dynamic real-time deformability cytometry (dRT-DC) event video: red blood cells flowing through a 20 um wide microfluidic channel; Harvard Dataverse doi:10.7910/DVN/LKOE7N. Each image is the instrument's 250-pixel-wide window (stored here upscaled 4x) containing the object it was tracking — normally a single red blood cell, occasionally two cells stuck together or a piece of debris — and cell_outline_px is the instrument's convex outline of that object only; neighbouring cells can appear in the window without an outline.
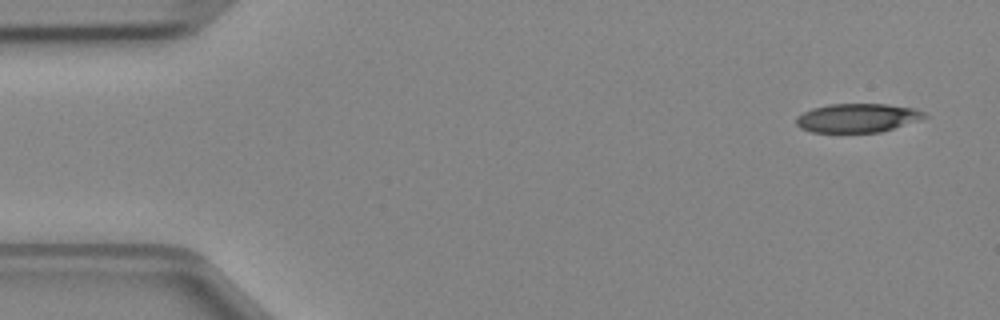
{"species": "Egyptian fruit bat (a non-hibernating species)", "species_latin": "Rousettus aegyptiacus", "temperature_condition": "cold", "stored_images_in_passage": 3, "camera_frame_rate_fps": 3000, "um_per_image_px": 0.085, "animal": {"sex": "female"}, "frame": {"image": 1, "passage_image": 1, "time_ms": 0.0, "image_size_px": [1000, 320], "cell_outline_px": [[928, 116], [880, 132], [812, 132], [800, 128], [796, 124], [796, 116], [812, 108], [828, 104], [888, 104], [916, 108], [924, 112]], "centroid_in_image_um": [72.84, 10.01], "position_along_channel_um": 12.2, "area_um2": 21.39}}
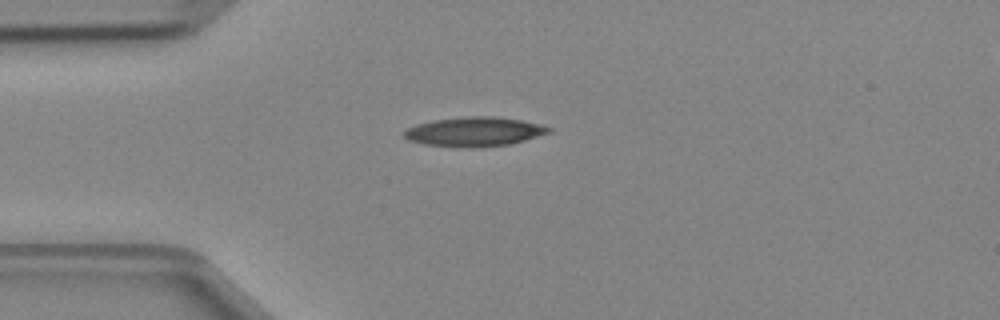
{"frame": {"image": 2, "passage_image": 3, "time_ms": 0.667, "image_size_px": [1000, 320], "cell_outline_px": [[552, 132], [524, 140], [508, 144], [424, 144], [408, 140], [404, 136], [404, 132], [408, 128], [416, 124], [432, 120], [468, 116], [496, 116], [520, 120], [540, 124], [552, 128]], "centroid_in_image_um": [40.35, 11.12], "position_along_channel_um": 44.6, "area_um2": 23.41}}